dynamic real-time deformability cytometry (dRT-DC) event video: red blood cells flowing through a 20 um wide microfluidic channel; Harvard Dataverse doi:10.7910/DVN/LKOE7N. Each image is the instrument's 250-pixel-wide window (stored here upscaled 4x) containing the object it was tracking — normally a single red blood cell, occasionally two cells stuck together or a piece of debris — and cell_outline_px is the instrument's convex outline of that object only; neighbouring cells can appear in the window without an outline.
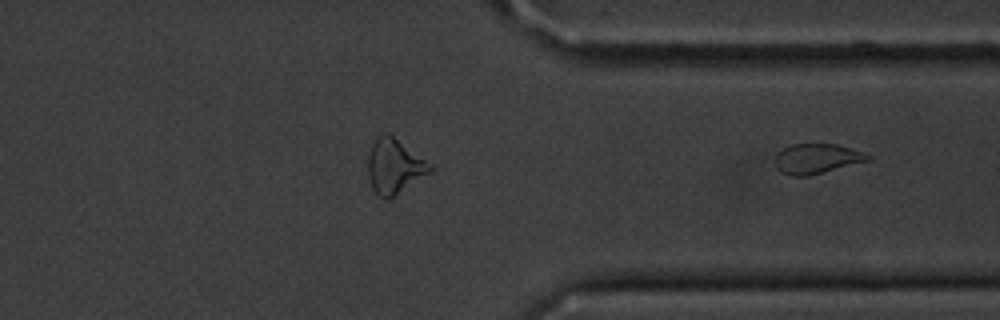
{"species": "common noctule bat (a hibernating species)", "species_latin": "Nyctalus noctula", "temperature_condition": "cold", "stored_images_in_passage": 34, "segment_of_instrument_passage": [2, 2], "camera_frame_rate_fps": 3000, "um_per_image_px": 0.085, "animal": {"sex": "male", "body_mass_g": 20.1, "forearm_length_mm": 53.5}, "frame": {"image": 1, "passage_image": 34, "time_ms": 11.0, "image_size_px": [1000, 320], "cell_outline_px": [[872, 160], [808, 176], [788, 176], [780, 172], [776, 168], [776, 152], [792, 144], [836, 144], [864, 152], [872, 156]], "centroid_in_image_um": [69.43, 13.5], "position_along_channel_um": 342.0, "area_um2": 16.36}}